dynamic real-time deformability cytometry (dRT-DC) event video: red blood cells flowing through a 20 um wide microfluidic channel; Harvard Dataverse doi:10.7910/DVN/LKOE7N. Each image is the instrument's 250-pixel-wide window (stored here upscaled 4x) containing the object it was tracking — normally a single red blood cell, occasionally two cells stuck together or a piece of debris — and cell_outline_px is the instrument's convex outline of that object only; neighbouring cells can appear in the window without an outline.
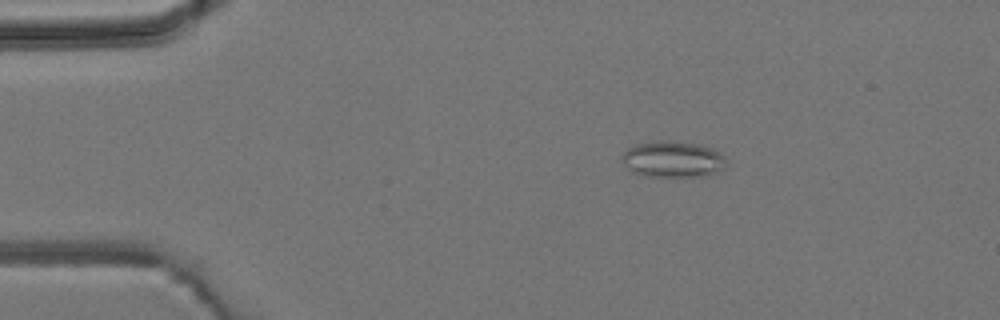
{"species": "common noctule bat (a hibernating species)", "species_latin": "Nyctalus noctula", "temperature_condition": "room temperature", "stored_images_in_passage": 3, "camera_frame_rate_fps": 3000, "um_per_image_px": 0.085, "animal": {"sex": "male", "body_mass_g": 19.2, "forearm_length_mm": 51.8}, "frame": {"image": 1, "passage_image": 1, "time_ms": 0.0, "image_size_px": [1000, 320], "cell_outline_px": [[728, 160], [724, 168], [708, 176], [644, 176], [632, 172], [624, 164], [620, 156], [628, 148], [636, 144], [664, 140], [700, 144], [712, 148], [720, 152]], "centroid_in_image_um": [57.21, 13.54], "position_along_channel_um": 27.8, "area_um2": 22.2}}
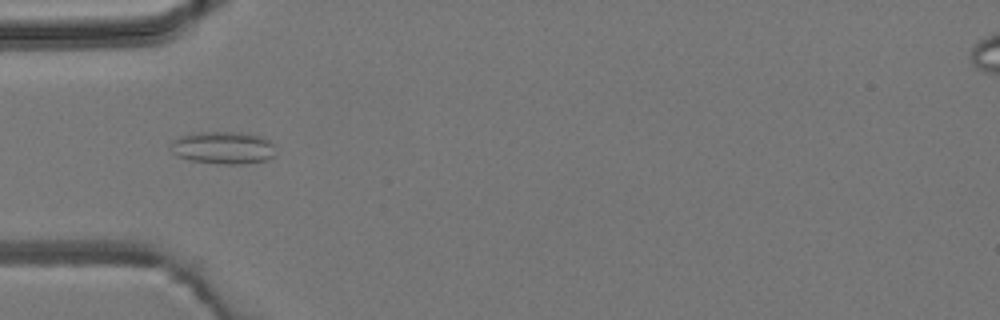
{"frame": {"image": 2, "passage_image": 3, "time_ms": 2.333, "image_size_px": [1000, 320], "cell_outline_px": [[276, 156], [268, 160], [240, 164], [224, 164], [192, 160], [176, 156], [168, 148], [172, 140], [180, 136], [200, 132], [248, 132], [260, 136], [276, 144]], "centroid_in_image_um": [19.01, 12.55], "position_along_channel_um": 66.0, "area_um2": 20.29}}